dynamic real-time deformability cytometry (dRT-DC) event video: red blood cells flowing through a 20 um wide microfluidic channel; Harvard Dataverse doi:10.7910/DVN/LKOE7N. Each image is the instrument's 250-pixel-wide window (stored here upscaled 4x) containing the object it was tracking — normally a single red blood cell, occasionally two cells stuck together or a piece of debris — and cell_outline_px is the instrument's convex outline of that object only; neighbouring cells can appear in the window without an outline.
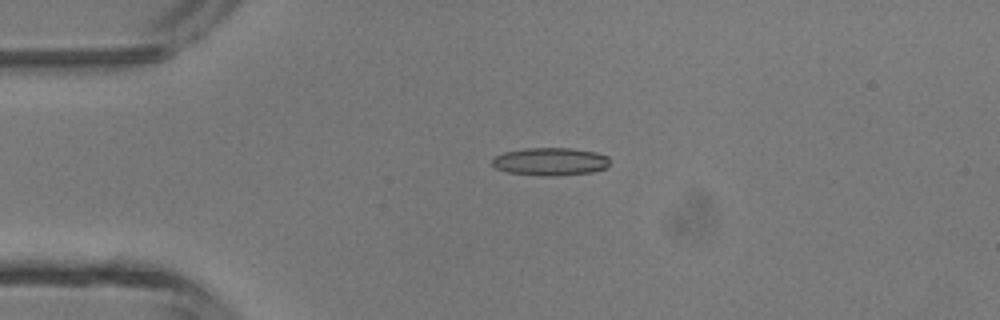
{"species": "common noctule bat (a hibernating species)", "species_latin": "Nyctalus noctula", "temperature_condition": "room temperature", "stored_images_in_passage": 3, "camera_frame_rate_fps": 3000, "um_per_image_px": 0.085, "animal": {"sex": "male", "body_mass_g": 13.3}, "frame": {"image": 1, "passage_image": 2, "time_ms": 0.333, "image_size_px": [1000, 320], "cell_outline_px": [[608, 164], [604, 168], [592, 172], [556, 176], [540, 176], [508, 172], [496, 168], [492, 164], [492, 160], [496, 156], [504, 152], [528, 148], [572, 148], [596, 152], [608, 156]], "centroid_in_image_um": [46.77, 13.73], "position_along_channel_um": 38.2, "area_um2": 19.02}}